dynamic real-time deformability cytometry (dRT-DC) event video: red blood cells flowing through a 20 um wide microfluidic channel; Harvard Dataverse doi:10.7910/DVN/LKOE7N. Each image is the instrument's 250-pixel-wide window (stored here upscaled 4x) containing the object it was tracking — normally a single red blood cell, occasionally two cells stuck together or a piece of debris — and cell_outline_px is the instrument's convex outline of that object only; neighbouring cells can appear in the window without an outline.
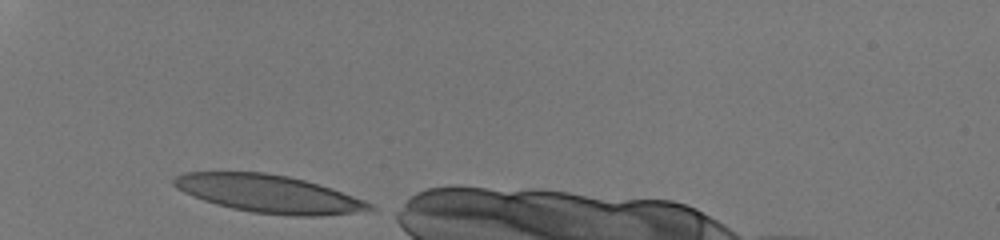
{"species": "human", "species_latin": "Homo sapiens", "temperature_condition": "room temperature", "stored_images_in_passage": 27, "camera_frame_rate_fps": 3000, "um_per_image_px": 0.085, "donor": {"sex": "male"}, "frame": {"image": 1, "passage_image": 1, "time_ms": 0.0, "image_size_px": [1000, 240], "cell_outline_px": [[380, 208], [376, 212], [320, 216], [288, 216], [252, 212], [232, 208], [216, 204], [204, 200], [184, 192], [176, 188], [172, 184], [172, 180], [176, 176], [184, 172], [264, 172], [288, 176], [304, 180], [332, 188], [364, 200]], "centroid_in_image_um": [22.96, 16.49], "position_along_channel_um": 62.0, "area_um2": 43.58}}
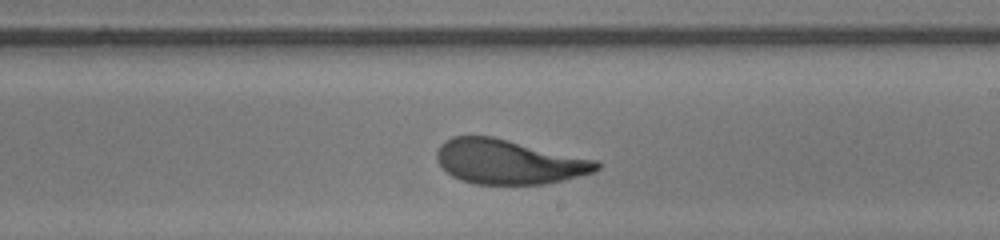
{"frame": {"image": 2, "passage_image": 16, "time_ms": 5.0, "image_size_px": [1000, 240], "cell_outline_px": [[600, 168], [596, 172], [564, 180], [544, 184], [476, 184], [452, 176], [436, 160], [436, 152], [440, 144], [444, 140], [452, 136], [492, 136], [596, 160], [600, 164]], "centroid_in_image_um": [43.24, 13.75], "position_along_channel_um": 245.8, "area_um2": 41.38}}
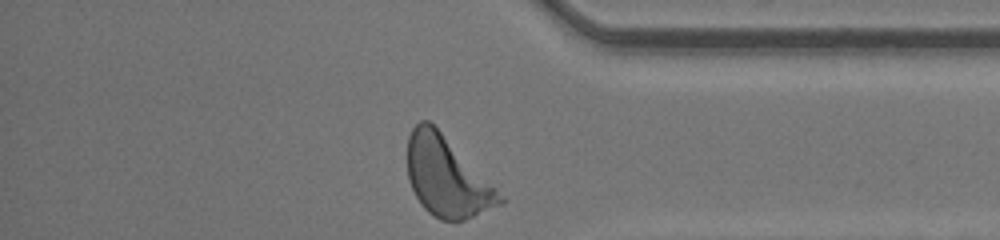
{"frame": {"image": 3, "passage_image": 27, "time_ms": 8.667, "image_size_px": [1000, 240], "cell_outline_px": [[508, 200], [504, 204], [464, 220], [440, 220], [428, 212], [420, 204], [408, 180], [408, 136], [412, 128], [420, 120], [428, 120]], "centroid_in_image_um": [37.98, 15.07], "position_along_channel_um": 397.2, "area_um2": 42.25}, "authors_computed_cell_mechanics": {"area_um2": 42.4252, "velocity_mm_per_s": 4.2446, "shape_relaxation_time_tau1_ms": 2.9334, "shape_relaxation_time_tau2_ms": 0.7559, "deformation_change_tau1": 0.1863, "deformation_change_tau2": 0.0685}}